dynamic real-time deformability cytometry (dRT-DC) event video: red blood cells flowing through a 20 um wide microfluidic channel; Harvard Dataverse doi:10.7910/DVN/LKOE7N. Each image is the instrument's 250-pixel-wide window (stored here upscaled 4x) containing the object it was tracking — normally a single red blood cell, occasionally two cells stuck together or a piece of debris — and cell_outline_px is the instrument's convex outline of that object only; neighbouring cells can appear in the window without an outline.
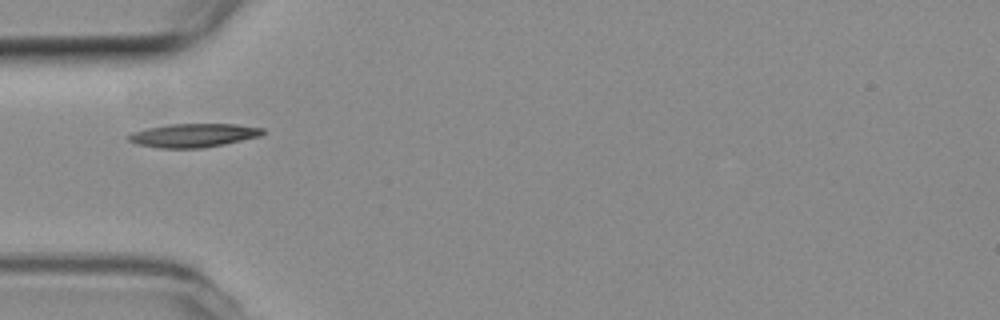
{"species": "common noctule bat (a hibernating species)", "species_latin": "Nyctalus noctula", "temperature_condition": "room temperature", "stored_images_in_passage": 5, "camera_frame_rate_fps": 3000, "um_per_image_px": 0.085, "animal": {"sex": "female", "body_mass_g": 19.3, "forearm_length_mm": 54.1}, "frame": {"image": 1, "passage_image": 1, "time_ms": 0.0, "image_size_px": [1000, 320], "cell_outline_px": [[264, 132], [260, 136], [224, 144], [200, 148], [160, 148], [136, 144], [128, 140], [124, 136], [132, 132], [148, 128], [168, 124], [236, 124], [264, 128]], "centroid_in_image_um": [16.4, 11.5], "position_along_channel_um": 68.6, "area_um2": 18.5}}
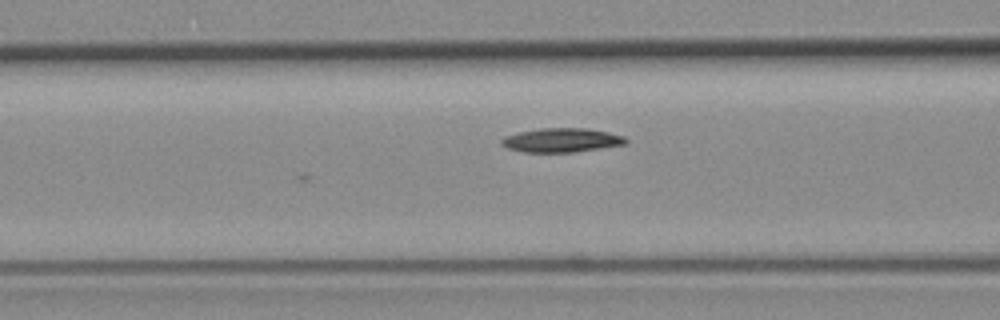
{"frame": {"image": 2, "passage_image": 5, "time_ms": 1.333, "image_size_px": [1000, 320], "cell_outline_px": [[628, 140], [624, 144], [600, 148], [572, 152], [524, 152], [508, 148], [500, 144], [500, 140], [504, 136], [516, 132], [540, 128], [588, 128], [608, 132], [624, 136]], "centroid_in_image_um": [47.68, 11.9], "position_along_channel_um": 118.9, "area_um2": 17.46}}